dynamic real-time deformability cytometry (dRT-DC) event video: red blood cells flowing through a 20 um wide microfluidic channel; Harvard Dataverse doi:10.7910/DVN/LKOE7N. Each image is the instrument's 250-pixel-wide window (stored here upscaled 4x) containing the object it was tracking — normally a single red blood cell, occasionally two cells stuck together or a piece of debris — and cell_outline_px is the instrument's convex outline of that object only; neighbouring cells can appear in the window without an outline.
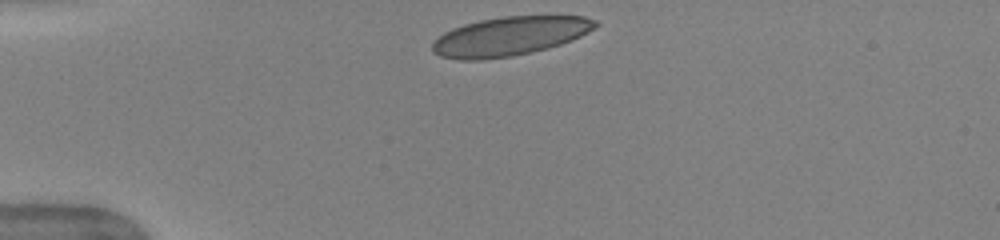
{"species": "human", "species_latin": "Homo sapiens", "temperature_condition": "warm", "stored_images_in_passage": 32, "camera_frame_rate_fps": 3000, "um_per_image_px": 0.085, "donor": {"sex": "female"}, "frame": {"image": 1, "passage_image": 1, "time_ms": 0.0, "image_size_px": [1000, 240], "cell_outline_px": [[600, 24], [596, 28], [572, 40], [560, 44], [512, 56], [484, 60], [460, 60], [440, 56], [432, 52], [432, 44], [444, 32], [452, 28], [464, 24], [480, 20], [504, 16], [584, 16], [596, 20]], "centroid_in_image_um": [43.32, 3.07], "position_along_channel_um": 41.7, "area_um2": 36.88}}
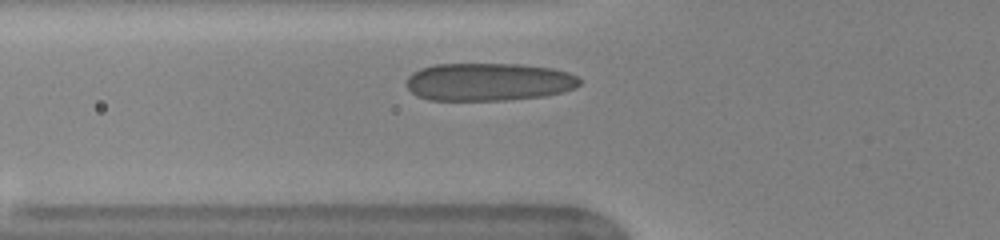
{"frame": {"image": 2, "passage_image": 7, "time_ms": 2.0, "image_size_px": [1000, 240], "cell_outline_px": [[580, 84], [576, 88], [564, 92], [544, 96], [504, 100], [428, 100], [416, 96], [404, 84], [408, 76], [412, 72], [420, 68], [436, 64], [520, 64], [552, 68], [568, 72], [576, 76], [580, 80]], "centroid_in_image_um": [41.51, 6.96], "position_along_channel_um": 84.3, "area_um2": 38.55}}
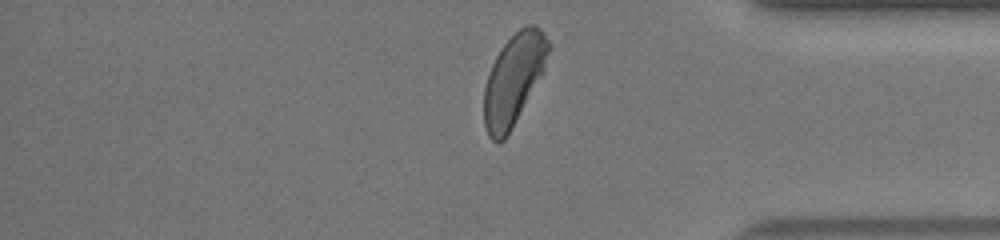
{"frame": {"image": 3, "passage_image": 31, "time_ms": 10.0, "image_size_px": [1000, 240], "cell_outline_px": [[552, 48], [540, 72], [504, 140], [496, 144], [488, 136], [484, 124], [484, 88], [488, 72], [496, 56], [504, 44], [520, 28], [528, 24], [536, 24], [544, 32], [552, 44]], "centroid_in_image_um": [43.63, 6.69], "position_along_channel_um": 391.6, "area_um2": 33.06}, "authors_computed_cell_mechanics": {"area_um2": 36.0672, "velocity_mm_per_s": 3.9961, "shape_relaxation_time_tau1_ms": 3.8492, "shape_relaxation_time_tau2_ms": null, "deformation_change_tau1": 0.1679, "deformation_change_tau2": null}}